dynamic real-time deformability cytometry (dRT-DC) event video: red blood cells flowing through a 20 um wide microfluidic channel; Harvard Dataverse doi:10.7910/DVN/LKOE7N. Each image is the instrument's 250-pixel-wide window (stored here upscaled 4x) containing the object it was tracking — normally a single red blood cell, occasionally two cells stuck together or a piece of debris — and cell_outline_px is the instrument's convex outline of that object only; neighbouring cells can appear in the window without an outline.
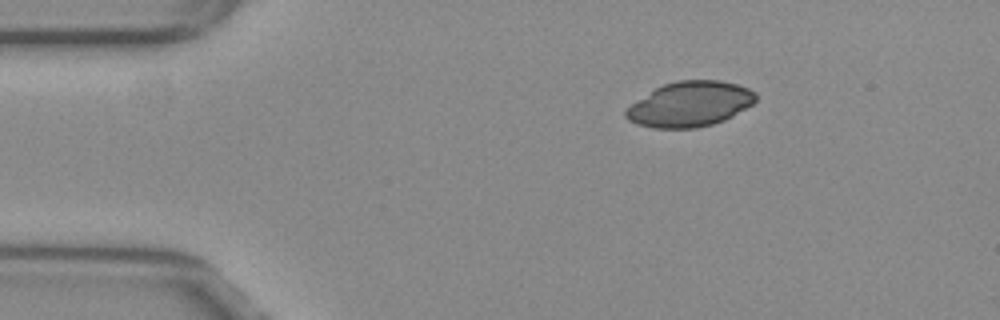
{"species": "common noctule bat (a hibernating species)", "species_latin": "Nyctalus noctula", "temperature_condition": "warm", "stored_images_in_passage": 44, "camera_frame_rate_fps": 3000, "um_per_image_px": 0.085, "animal": {"sex": "female", "body_mass_g": 29.2, "forearm_length_mm": 56.3}, "frame": {"image": 1, "passage_image": 1, "time_ms": 0.0, "image_size_px": [1000, 320], "cell_outline_px": [[756, 100], [752, 104], [732, 116], [724, 120], [712, 124], [696, 128], [652, 128], [636, 124], [628, 120], [624, 116], [624, 108], [656, 88], [664, 84], [676, 80], [720, 80], [736, 84], [748, 88], [756, 92]], "centroid_in_image_um": [58.61, 8.85], "position_along_channel_um": 26.4, "area_um2": 34.22}}